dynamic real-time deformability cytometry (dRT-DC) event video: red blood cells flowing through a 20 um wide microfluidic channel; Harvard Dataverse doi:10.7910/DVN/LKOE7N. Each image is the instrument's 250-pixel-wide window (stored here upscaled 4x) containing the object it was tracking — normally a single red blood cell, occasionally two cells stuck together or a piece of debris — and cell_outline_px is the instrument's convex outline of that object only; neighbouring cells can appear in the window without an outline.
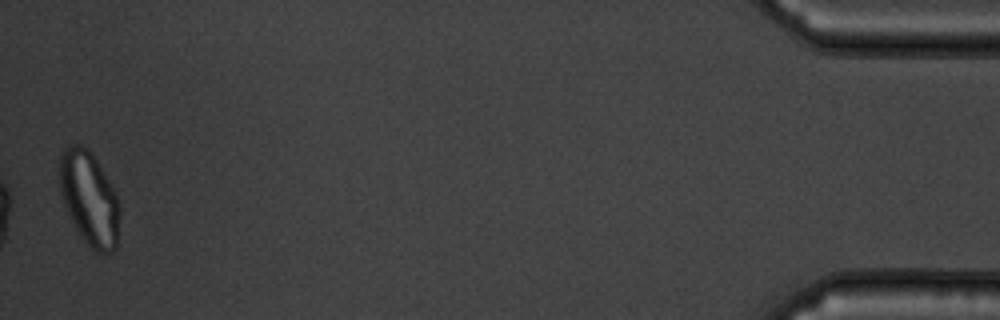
{"species": "common noctule bat (a hibernating species)", "species_latin": "Nyctalus noctula", "temperature_condition": "warm", "stored_images_in_passage": 38, "camera_frame_rate_fps": 3000, "um_per_image_px": 0.085, "animal": {"sex": "male", "body_mass_g": 19.5, "forearm_length_mm": 54.6}, "frame": {"image": 1, "passage_image": 38, "time_ms": 12.333, "image_size_px": [1000, 320], "cell_outline_px": [[120, 212], [116, 248], [112, 252], [92, 252], [88, 248], [80, 236], [64, 204], [60, 192], [60, 152], [68, 144], [80, 144], [88, 148], [96, 160], [116, 192], [120, 208]], "centroid_in_image_um": [7.59, 16.88], "position_along_channel_um": 427.6, "area_um2": 33.06}}